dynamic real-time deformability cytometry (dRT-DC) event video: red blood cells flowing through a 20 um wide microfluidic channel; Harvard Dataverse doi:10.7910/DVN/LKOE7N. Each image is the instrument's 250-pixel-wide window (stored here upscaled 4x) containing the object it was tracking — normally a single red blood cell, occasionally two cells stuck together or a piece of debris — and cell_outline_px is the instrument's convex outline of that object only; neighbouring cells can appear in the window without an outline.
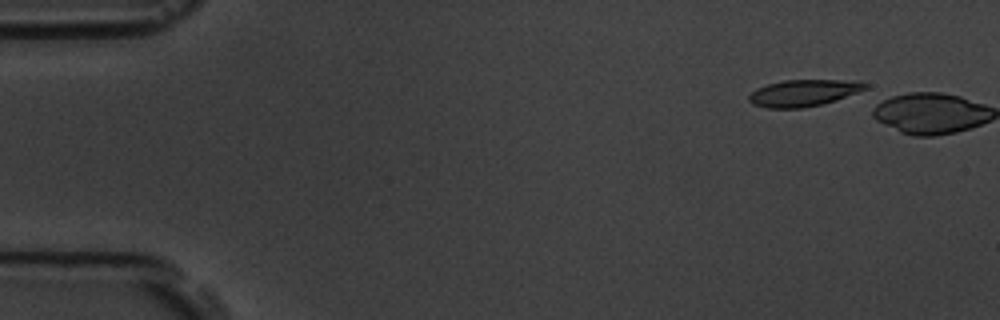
{"species": "common noctule bat (a hibernating species)", "species_latin": "Nyctalus noctula", "temperature_condition": "room temperature", "stored_images_in_passage": 3, "camera_frame_rate_fps": 3000, "um_per_image_px": 0.085, "animal": {"sex": "male", "body_mass_g": 19.5, "forearm_length_mm": 54.6}, "frame": {"image": 1, "passage_image": 2, "time_ms": 1.333, "image_size_px": [1000, 320], "cell_outline_px": [[868, 88], [836, 100], [804, 108], [768, 108], [752, 104], [748, 100], [748, 96], [756, 88], [768, 84], [784, 80], [860, 80], [868, 84]], "centroid_in_image_um": [68.31, 7.89], "position_along_channel_um": 16.7, "area_um2": 18.15}}